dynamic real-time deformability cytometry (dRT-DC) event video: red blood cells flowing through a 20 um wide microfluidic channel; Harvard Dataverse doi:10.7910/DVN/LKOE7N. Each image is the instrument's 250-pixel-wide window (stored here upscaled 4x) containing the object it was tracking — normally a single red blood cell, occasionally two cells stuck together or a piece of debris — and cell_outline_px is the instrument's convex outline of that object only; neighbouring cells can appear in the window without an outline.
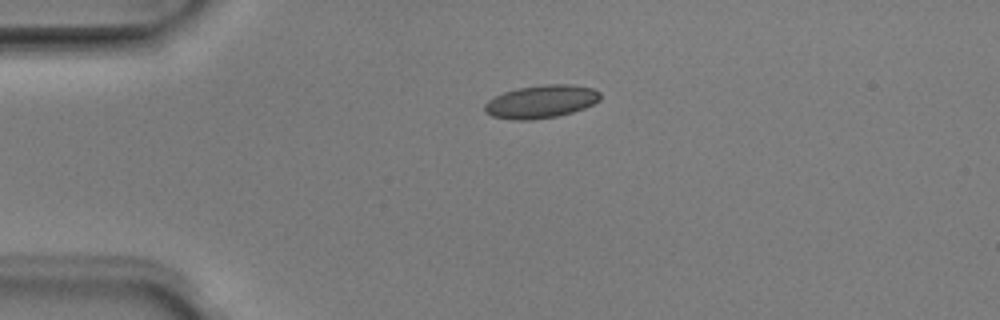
{"species": "Egyptian fruit bat (a non-hibernating species)", "species_latin": "Rousettus aegyptiacus", "temperature_condition": "room temperature", "stored_images_in_passage": 40, "camera_frame_rate_fps": 3000, "um_per_image_px": 0.085, "animal": {"sex": "male"}, "frame": {"image": 1, "passage_image": 1, "time_ms": 0.0, "image_size_px": [1000, 320], "cell_outline_px": [[600, 100], [584, 108], [572, 112], [556, 116], [528, 120], [512, 120], [492, 116], [484, 112], [484, 104], [488, 100], [504, 92], [520, 88], [548, 84], [568, 84], [592, 88], [600, 92]], "centroid_in_image_um": [45.98, 8.64], "position_along_channel_um": 39.0, "area_um2": 22.02}}
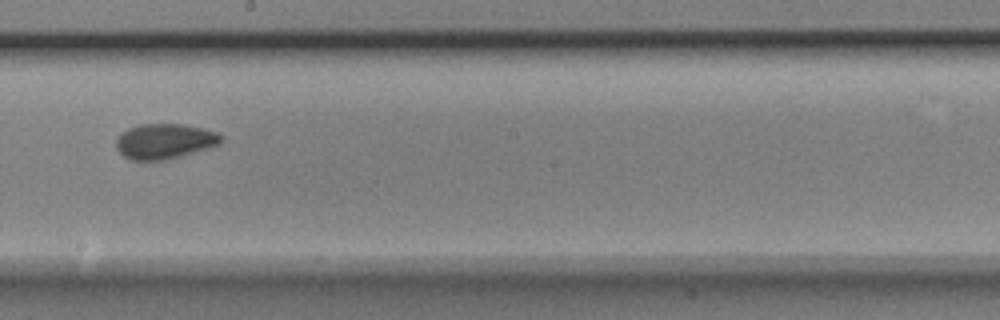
{"frame": {"image": 2, "passage_image": 18, "time_ms": 5.667, "image_size_px": [1000, 320], "cell_outline_px": [[224, 136], [220, 144], [208, 148], [180, 156], [164, 160], [132, 160], [124, 156], [116, 148], [116, 140], [128, 128], [140, 124], [180, 124], [204, 128], [216, 132]], "centroid_in_image_um": [14.02, 12.0], "position_along_channel_um": 234.2, "area_um2": 21.39}}
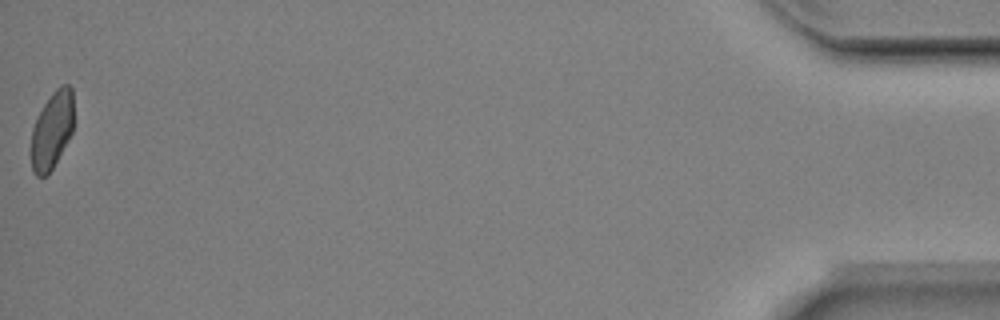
{"frame": {"image": 3, "passage_image": 40, "time_ms": 13.0, "image_size_px": [1000, 320], "cell_outline_px": [[72, 132], [52, 168], [44, 176], [36, 176], [32, 172], [32, 128], [44, 104], [52, 92], [60, 84], [68, 84], [72, 88]], "centroid_in_image_um": [4.41, 11.03], "position_along_channel_um": 430.8, "area_um2": 18.67}, "authors_computed_cell_mechanics": {"area_um2": 20.8658, "velocity_mm_per_s": 3.9956, "shape_relaxation_time_tau1_ms": 7.3864, "shape_relaxation_time_tau2_ms": 1.3121, "deformation_change_tau1": 0.1639, "deformation_change_tau2": 0.0683}}